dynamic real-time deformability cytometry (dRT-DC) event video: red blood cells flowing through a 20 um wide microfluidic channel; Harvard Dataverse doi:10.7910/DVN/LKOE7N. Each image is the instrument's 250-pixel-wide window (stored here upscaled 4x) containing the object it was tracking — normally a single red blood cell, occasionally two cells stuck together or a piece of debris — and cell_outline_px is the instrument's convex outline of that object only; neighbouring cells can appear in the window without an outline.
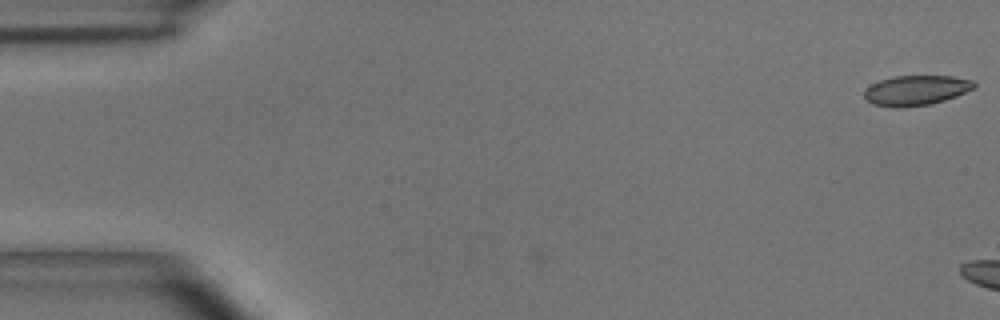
{"species": "common noctule bat (a hibernating species)", "species_latin": "Nyctalus noctula", "temperature_condition": "room temperature", "stored_images_in_passage": 6, "camera_frame_rate_fps": 3000, "um_per_image_px": 0.085, "animal": {"sex": "male", "body_mass_g": 15.6}, "frame": {"image": 1, "passage_image": 1, "time_ms": 0.0, "image_size_px": [1000, 320], "cell_outline_px": [[976, 88], [956, 96], [932, 104], [900, 108], [892, 108], [872, 104], [864, 96], [864, 92], [872, 84], [880, 80], [892, 76], [952, 76], [972, 80], [976, 84]], "centroid_in_image_um": [77.88, 7.69], "position_along_channel_um": 7.1, "area_um2": 19.31}}